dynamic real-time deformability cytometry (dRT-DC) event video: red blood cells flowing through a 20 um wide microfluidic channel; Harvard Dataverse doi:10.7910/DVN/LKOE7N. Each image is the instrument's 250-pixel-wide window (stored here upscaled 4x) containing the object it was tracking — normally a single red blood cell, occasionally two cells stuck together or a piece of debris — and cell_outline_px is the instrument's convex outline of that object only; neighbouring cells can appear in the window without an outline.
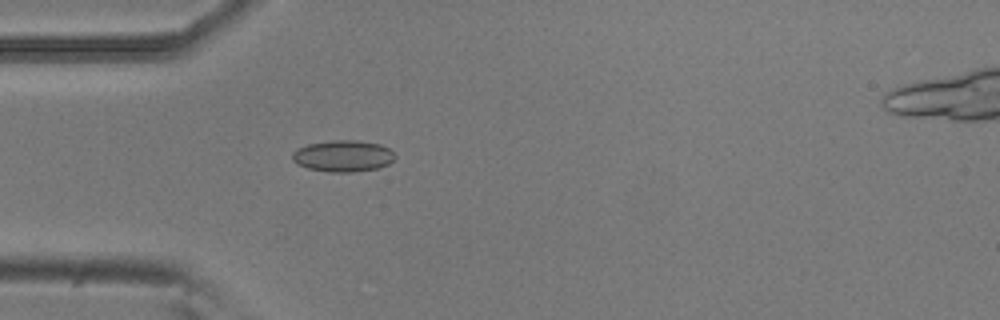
{"species": "common noctule bat (a hibernating species)", "species_latin": "Nyctalus noctula", "temperature_condition": "room temperature", "stored_images_in_passage": 24, "camera_frame_rate_fps": 3000, "um_per_image_px": 0.085, "animal": {"sex": "male", "body_mass_g": 20.5, "forearm_length_mm": 52.5}, "frame": {"image": 1, "passage_image": 1, "time_ms": 0.0, "image_size_px": [1000, 320], "cell_outline_px": [[396, 156], [388, 164], [376, 168], [352, 172], [328, 172], [308, 168], [296, 164], [292, 160], [292, 152], [296, 148], [308, 144], [332, 140], [356, 140], [380, 144], [388, 148]], "centroid_in_image_um": [29.11, 13.25], "position_along_channel_um": 55.9, "area_um2": 18.84}}
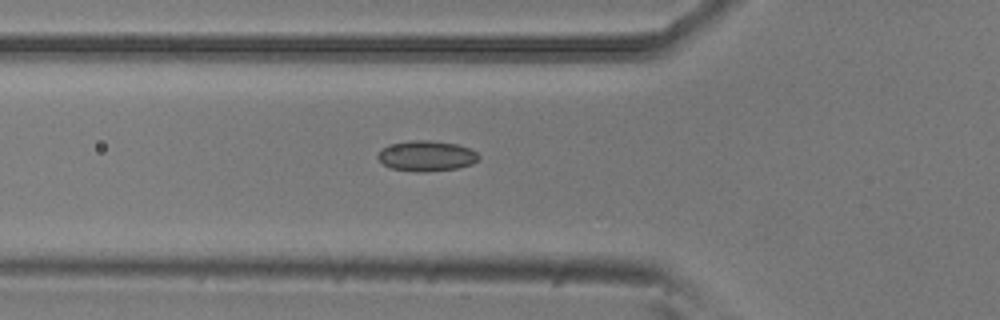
{"frame": {"image": 2, "passage_image": 4, "time_ms": 1.0, "image_size_px": [1000, 320], "cell_outline_px": [[480, 160], [472, 164], [456, 168], [424, 172], [416, 172], [392, 168], [384, 164], [376, 156], [380, 148], [388, 144], [412, 140], [428, 140], [456, 144], [468, 148], [476, 152], [480, 156]], "centroid_in_image_um": [36.23, 13.25], "position_along_channel_um": 89.6, "area_um2": 17.98}}
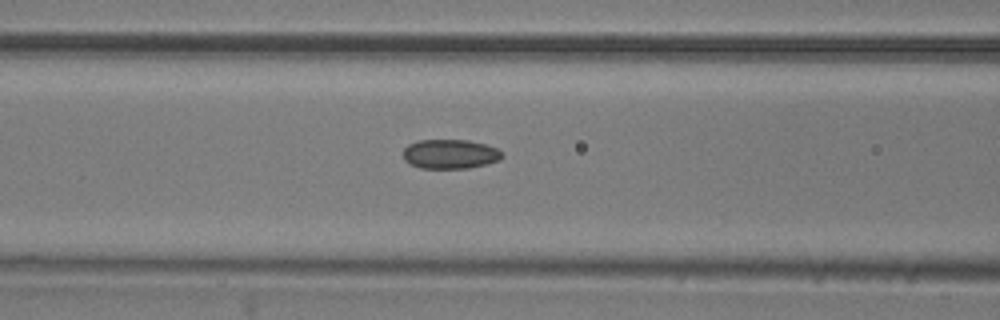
{"frame": {"image": 3, "passage_image": 7, "time_ms": 2.0, "image_size_px": [1000, 320], "cell_outline_px": [[500, 160], [468, 168], [420, 168], [404, 160], [404, 148], [408, 144], [416, 140], [468, 140], [484, 144], [496, 148], [500, 152]], "centroid_in_image_um": [38.21, 13.08], "position_along_channel_um": 128.4, "area_um2": 16.7}}